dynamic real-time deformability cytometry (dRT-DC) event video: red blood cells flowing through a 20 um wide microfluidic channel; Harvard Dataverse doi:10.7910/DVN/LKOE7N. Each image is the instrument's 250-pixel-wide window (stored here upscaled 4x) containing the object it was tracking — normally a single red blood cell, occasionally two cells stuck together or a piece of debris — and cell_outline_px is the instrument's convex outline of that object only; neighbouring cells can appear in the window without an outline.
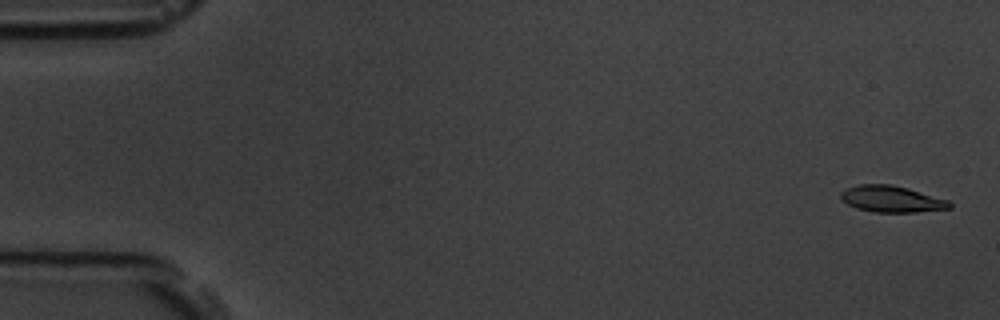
{"species": "common noctule bat (a hibernating species)", "species_latin": "Nyctalus noctula", "temperature_condition": "room temperature", "stored_images_in_passage": 50, "camera_frame_rate_fps": 3000, "um_per_image_px": 0.085, "animal": {"sex": "male", "body_mass_g": 19.5, "forearm_length_mm": 54.6}, "frame": {"image": 1, "passage_image": 2, "time_ms": 0.333, "image_size_px": [1000, 320], "cell_outline_px": [[952, 208], [916, 212], [876, 212], [856, 208], [840, 200], [840, 192], [844, 188], [860, 184], [888, 184], [908, 188], [948, 200], [952, 204]], "centroid_in_image_um": [75.75, 16.91], "position_along_channel_um": 9.3, "area_um2": 16.82}}
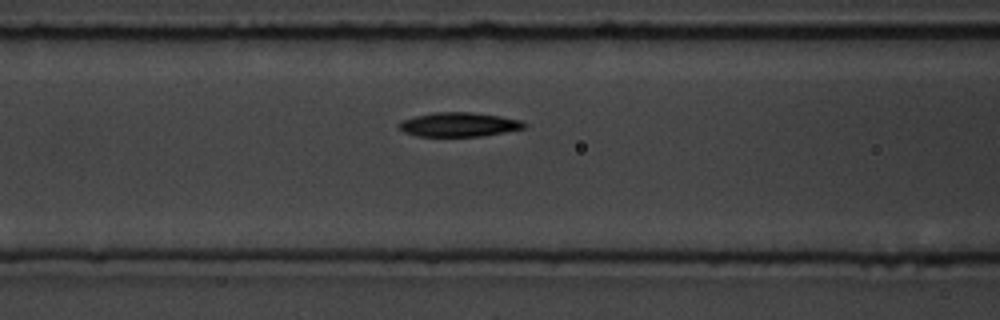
{"frame": {"image": 2, "passage_image": 16, "time_ms": 5.0, "image_size_px": [1000, 320], "cell_outline_px": [[528, 124], [524, 128], [504, 132], [480, 136], [416, 136], [404, 132], [396, 124], [400, 120], [416, 116], [436, 112], [472, 112], [500, 116], [520, 120]], "centroid_in_image_um": [38.98, 10.58], "position_along_channel_um": 127.6, "area_um2": 17.63}}
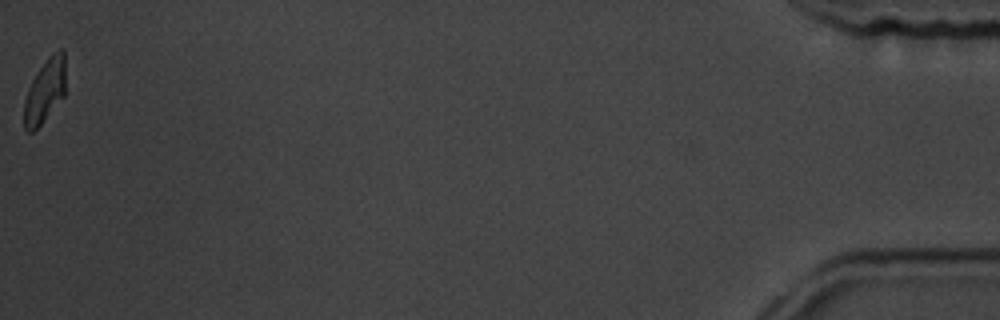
{"frame": {"image": 3, "passage_image": 50, "time_ms": 16.333, "image_size_px": [1000, 320], "cell_outline_px": [[64, 96], [40, 124], [32, 132], [24, 132], [24, 100], [28, 88], [32, 80], [48, 56], [56, 48], [64, 48]], "centroid_in_image_um": [3.8, 7.7], "position_along_channel_um": 431.4, "area_um2": 15.32}, "authors_computed_cell_mechanics": {"area_um2": 17.0799, "velocity_mm_per_s": 3.5679, "shape_relaxation_time_tau1_ms": 2.2924, "shape_relaxation_time_tau2_ms": 3.0183, "deformation_change_tau1": 0.1303, "deformation_change_tau2": 0.0747}}